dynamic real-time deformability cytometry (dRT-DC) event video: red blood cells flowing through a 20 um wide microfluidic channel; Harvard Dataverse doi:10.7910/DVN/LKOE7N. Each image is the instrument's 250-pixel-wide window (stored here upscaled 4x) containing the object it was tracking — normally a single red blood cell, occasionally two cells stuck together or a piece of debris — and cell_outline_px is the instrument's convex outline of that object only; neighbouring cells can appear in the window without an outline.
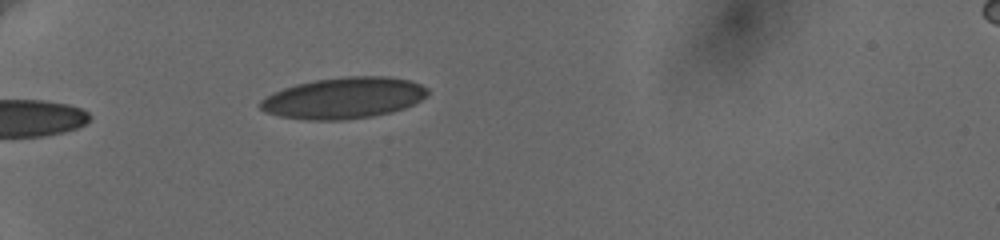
{"species": "human", "species_latin": "Homo sapiens", "temperature_condition": "cold", "stored_images_in_passage": 14, "camera_frame_rate_fps": 3000, "um_per_image_px": 0.085, "donor": {"sex": "female"}, "frame": {"image": 1, "passage_image": 2, "time_ms": 0.333, "image_size_px": [1000, 240], "cell_outline_px": [[428, 96], [404, 108], [392, 112], [372, 116], [344, 120], [304, 120], [280, 116], [264, 112], [260, 108], [260, 100], [284, 88], [296, 84], [316, 80], [348, 76], [388, 76], [408, 80], [420, 84], [428, 88]], "centroid_in_image_um": [29.23, 8.33], "position_along_channel_um": 55.8, "area_um2": 40.11}}
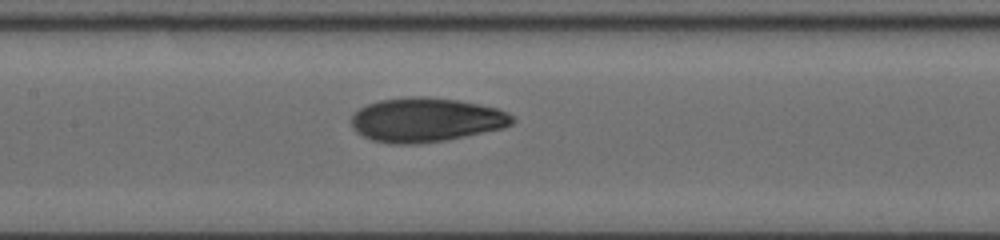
{"frame": {"image": 2, "passage_image": 9, "time_ms": 2.667, "image_size_px": [1000, 240], "cell_outline_px": [[516, 120], [512, 124], [504, 128], [448, 140], [420, 144], [388, 144], [372, 140], [356, 132], [352, 128], [352, 116], [360, 108], [368, 104], [380, 100], [412, 96], [428, 96], [456, 100], [480, 104], [496, 108], [508, 112]], "centroid_in_image_um": [36.23, 10.2], "position_along_channel_um": 171.2, "area_um2": 41.73}}
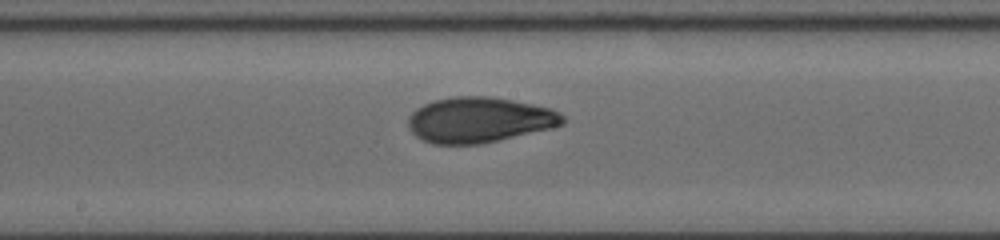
{"frame": {"image": 3, "passage_image": 12, "time_ms": 3.667, "image_size_px": [1000, 240], "cell_outline_px": [[564, 124], [552, 128], [480, 144], [436, 144], [424, 140], [416, 136], [412, 132], [408, 124], [408, 116], [416, 108], [424, 104], [436, 100], [452, 96], [488, 96], [512, 100], [552, 108], [560, 112], [564, 116]], "centroid_in_image_um": [40.75, 10.18], "position_along_channel_um": 207.4, "area_um2": 40.86}}